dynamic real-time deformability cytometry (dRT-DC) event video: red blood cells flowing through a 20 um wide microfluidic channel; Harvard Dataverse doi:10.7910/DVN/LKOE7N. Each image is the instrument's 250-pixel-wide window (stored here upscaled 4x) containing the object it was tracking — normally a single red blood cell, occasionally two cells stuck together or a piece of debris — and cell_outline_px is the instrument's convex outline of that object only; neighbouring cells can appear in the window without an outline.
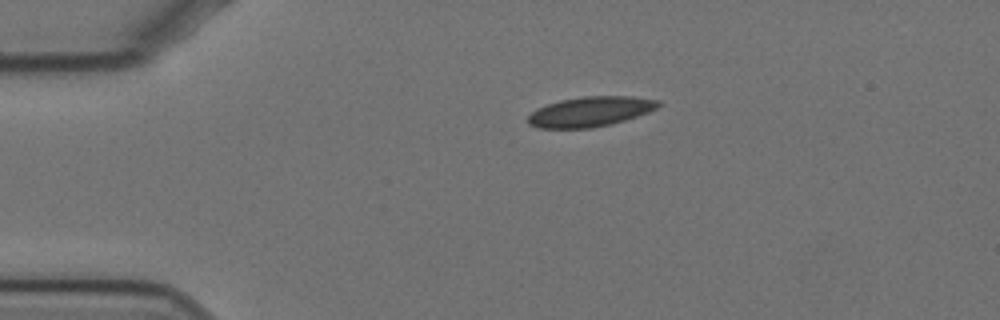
{"species": "Egyptian fruit bat (a non-hibernating species)", "species_latin": "Rousettus aegyptiacus", "temperature_condition": "cold", "stored_images_in_passage": 47, "camera_frame_rate_fps": 3000, "um_per_image_px": 0.085, "animal": {"sex": "female"}, "frame": {"image": 1, "passage_image": 1, "time_ms": 0.0, "image_size_px": [1000, 320], "cell_outline_px": [[660, 104], [656, 108], [648, 112], [612, 124], [592, 128], [536, 128], [528, 124], [528, 116], [536, 108], [560, 100], [584, 96], [632, 96], [660, 100]], "centroid_in_image_um": [50.15, 9.49], "position_along_channel_um": 34.8, "area_um2": 22.77}}
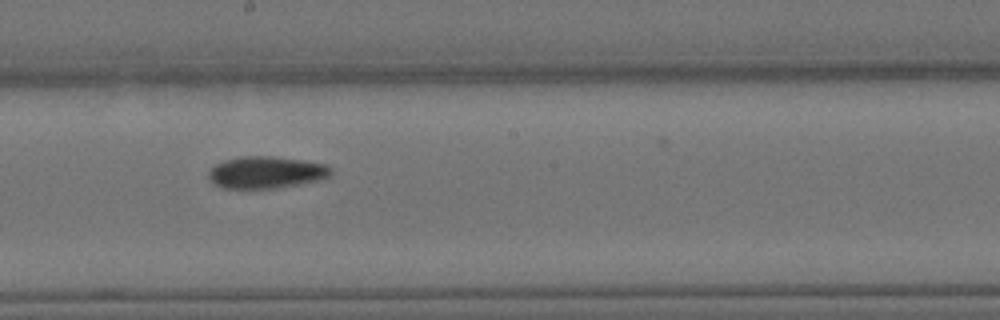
{"frame": {"image": 2, "passage_image": 21, "time_ms": 6.667, "image_size_px": [1000, 320], "cell_outline_px": [[332, 172], [328, 176], [320, 180], [276, 188], [220, 188], [212, 184], [208, 180], [208, 172], [216, 164], [224, 160], [240, 156], [272, 156], [304, 160], [324, 164], [332, 168]], "centroid_in_image_um": [22.58, 14.65], "position_along_channel_um": 225.6, "area_um2": 22.95}}
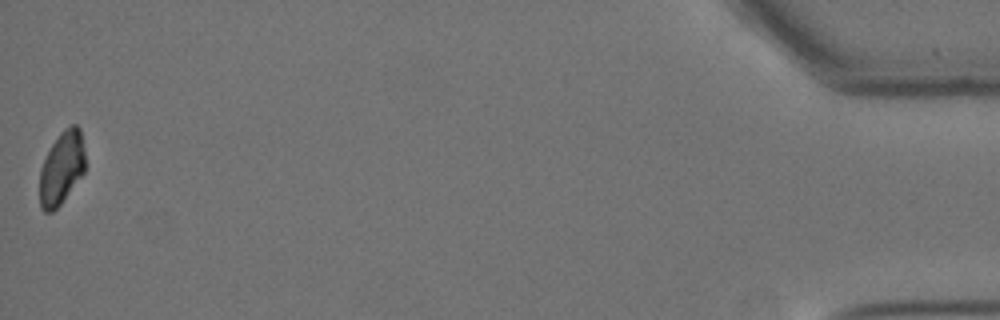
{"frame": {"image": 3, "passage_image": 47, "time_ms": 15.333, "image_size_px": [1000, 320], "cell_outline_px": [[84, 172], [60, 204], [52, 212], [44, 212], [40, 208], [40, 168], [52, 144], [60, 132], [64, 128], [72, 124], [76, 124], [80, 128], [84, 148]], "centroid_in_image_um": [5.23, 14.26], "position_along_channel_um": 430.0, "area_um2": 19.19}, "authors_computed_cell_mechanics": {"area_um2": 22.253, "velocity_mm_per_s": 3.4535, "shape_relaxation_time_tau1_ms": null, "shape_relaxation_time_tau2_ms": 11.0108, "deformation_change_tau1": null, "deformation_change_tau2": 0.0923}}